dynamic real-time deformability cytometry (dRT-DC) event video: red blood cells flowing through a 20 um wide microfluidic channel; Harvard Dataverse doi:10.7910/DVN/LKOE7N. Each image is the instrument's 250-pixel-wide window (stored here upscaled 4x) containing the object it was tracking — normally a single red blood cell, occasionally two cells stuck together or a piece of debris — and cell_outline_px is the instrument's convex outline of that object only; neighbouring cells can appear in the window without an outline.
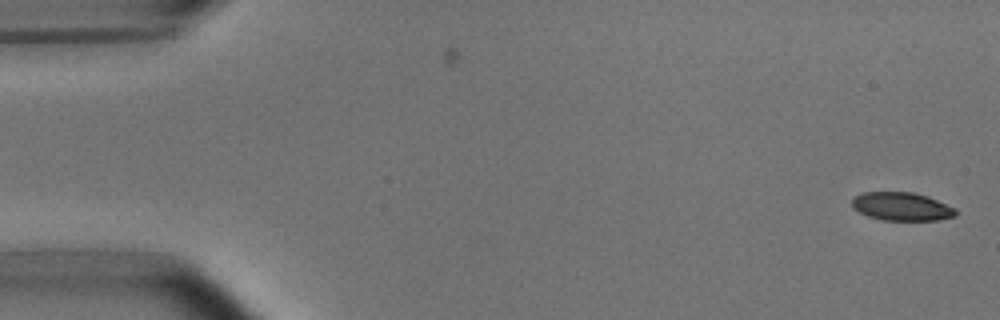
{"species": "common noctule bat (a hibernating species)", "species_latin": "Nyctalus noctula", "temperature_condition": "room temperature", "stored_images_in_passage": 6, "segment_of_instrument_passage": [1, 2], "camera_frame_rate_fps": 3000, "um_per_image_px": 0.085, "animal": {"sex": "male", "body_mass_g": 15.6}, "frame": {"image": 1, "passage_image": 1, "time_ms": 0.0, "image_size_px": [1000, 320], "cell_outline_px": [[956, 216], [936, 220], [880, 220], [868, 216], [852, 208], [852, 200], [856, 196], [864, 192], [912, 192], [928, 196], [956, 208]], "centroid_in_image_um": [76.65, 17.55], "position_along_channel_um": 8.4, "area_um2": 17.11}}
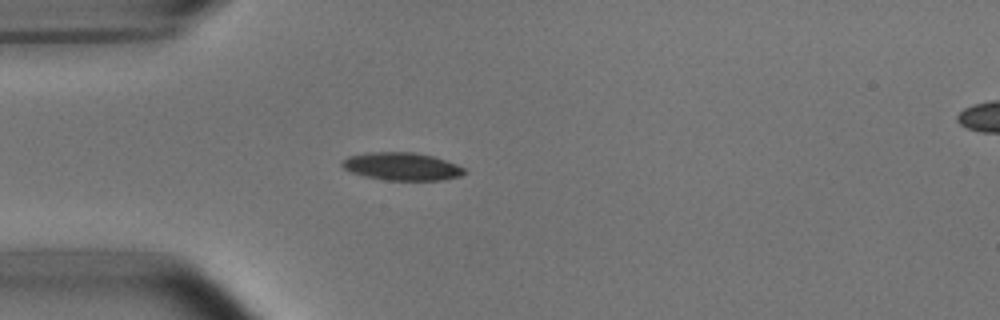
{"frame": {"image": 2, "passage_image": 5, "time_ms": 1.333, "image_size_px": [1000, 320], "cell_outline_px": [[468, 172], [460, 176], [444, 180], [384, 180], [364, 176], [352, 172], [344, 168], [340, 164], [340, 160], [348, 156], [364, 152], [412, 152], [432, 156], [456, 164], [464, 168]], "centroid_in_image_um": [34.12, 14.14], "position_along_channel_um": 50.9, "area_um2": 19.94}}